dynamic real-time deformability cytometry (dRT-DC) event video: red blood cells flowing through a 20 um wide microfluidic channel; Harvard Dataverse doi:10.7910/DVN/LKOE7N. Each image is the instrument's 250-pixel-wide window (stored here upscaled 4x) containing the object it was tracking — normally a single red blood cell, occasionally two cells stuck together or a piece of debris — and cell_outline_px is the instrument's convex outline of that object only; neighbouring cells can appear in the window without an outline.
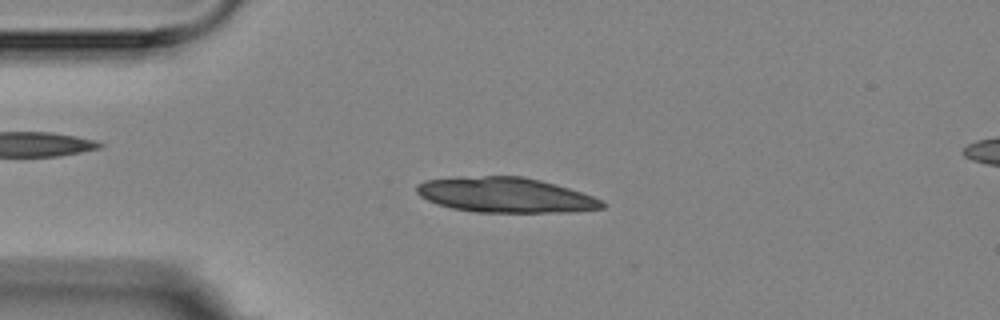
{"species": "Egyptian fruit bat (a non-hibernating species)", "species_latin": "Rousettus aegyptiacus", "temperature_condition": "room temperature", "stored_images_in_passage": 6, "camera_frame_rate_fps": 3000, "um_per_image_px": 0.085, "animal": {"sex": "female"}, "frame": {"image": 1, "passage_image": 2, "time_ms": 2.0, "image_size_px": [1000, 320], "cell_outline_px": [[608, 204], [604, 208], [572, 212], [476, 212], [452, 208], [436, 204], [420, 196], [416, 192], [416, 184], [424, 180], [484, 176], [524, 176], [556, 184], [604, 200]], "centroid_in_image_um": [43.0, 16.58], "position_along_channel_um": 42.0, "area_um2": 37.92}}